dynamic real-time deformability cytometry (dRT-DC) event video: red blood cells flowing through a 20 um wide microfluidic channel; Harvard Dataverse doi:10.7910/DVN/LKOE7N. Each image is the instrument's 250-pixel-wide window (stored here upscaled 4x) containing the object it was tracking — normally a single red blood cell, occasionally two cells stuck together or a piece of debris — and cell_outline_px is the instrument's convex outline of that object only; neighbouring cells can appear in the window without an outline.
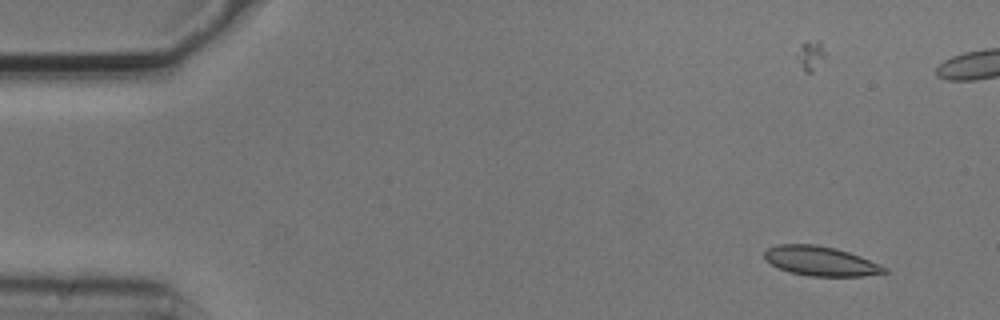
{"species": "common noctule bat (a hibernating species)", "species_latin": "Nyctalus noctula", "temperature_condition": "cold", "stored_images_in_passage": 7, "camera_frame_rate_fps": 3000, "um_per_image_px": 0.085, "animal": {"sex": "male", "body_mass_g": 20.5, "forearm_length_mm": 52.5}, "frame": {"image": 1, "passage_image": 2, "time_ms": 0.333, "image_size_px": [1000, 320], "cell_outline_px": [[888, 272], [864, 276], [808, 276], [788, 272], [764, 260], [764, 252], [768, 248], [776, 244], [816, 244], [848, 252], [860, 256], [888, 268]], "centroid_in_image_um": [69.72, 22.19], "position_along_channel_um": 15.3, "area_um2": 20.58}}
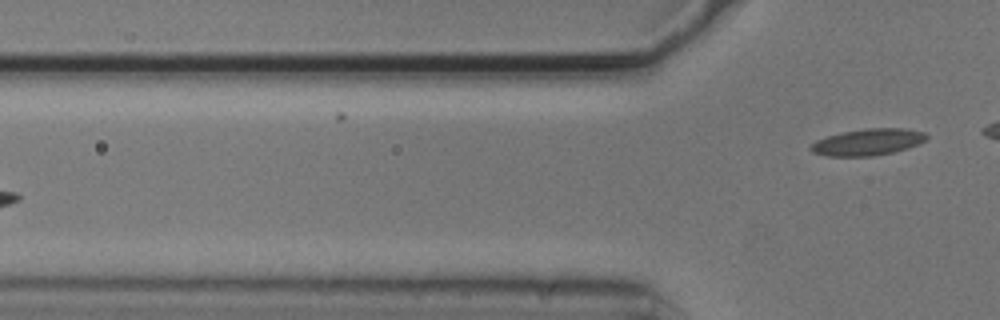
{"frame": {"image": 2, "passage_image": 7, "time_ms": 2.0, "image_size_px": [1000, 320], "cell_outline_px": [[928, 136], [920, 144], [908, 148], [892, 152], [872, 156], [824, 156], [812, 152], [808, 148], [816, 140], [828, 136], [844, 132], [864, 128], [904, 128], [924, 132]], "centroid_in_image_um": [73.76, 12.08], "position_along_channel_um": 52.0, "area_um2": 17.92}}